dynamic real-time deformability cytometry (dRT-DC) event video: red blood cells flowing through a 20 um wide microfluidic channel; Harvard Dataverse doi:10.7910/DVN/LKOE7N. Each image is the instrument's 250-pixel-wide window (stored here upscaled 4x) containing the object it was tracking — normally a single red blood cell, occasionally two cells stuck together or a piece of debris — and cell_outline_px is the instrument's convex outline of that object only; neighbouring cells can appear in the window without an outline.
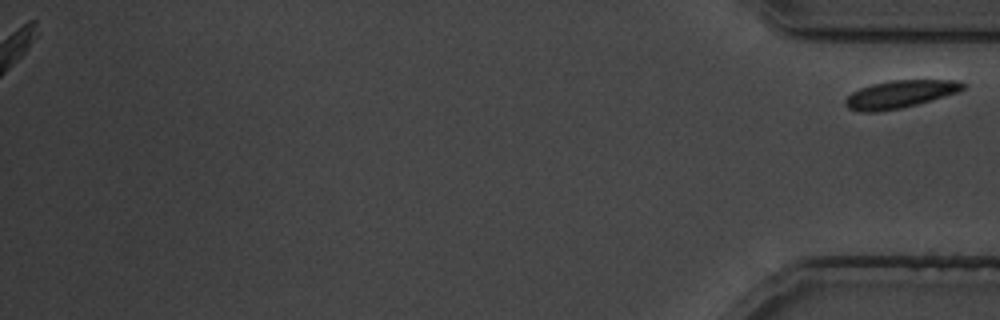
{"species": "common noctule bat (a hibernating species)", "species_latin": "Nyctalus noctula", "temperature_condition": "cold", "stored_images_in_passage": 29, "segment_of_instrument_passage": [2, 2], "camera_frame_rate_fps": 3000, "um_per_image_px": 0.085, "animal": {"sex": "male", "body_mass_g": 19.5, "forearm_length_mm": 54.6}, "frame": {"image": 1, "passage_image": 29, "time_ms": 34.667, "image_size_px": [1000, 320], "cell_outline_px": [[964, 88], [960, 92], [916, 104], [900, 108], [876, 112], [856, 112], [848, 108], [844, 104], [844, 100], [852, 92], [860, 88], [872, 84], [892, 80], [960, 80], [964, 84]], "centroid_in_image_um": [76.48, 8.01], "position_along_channel_um": 358.7, "area_um2": 18.96}}